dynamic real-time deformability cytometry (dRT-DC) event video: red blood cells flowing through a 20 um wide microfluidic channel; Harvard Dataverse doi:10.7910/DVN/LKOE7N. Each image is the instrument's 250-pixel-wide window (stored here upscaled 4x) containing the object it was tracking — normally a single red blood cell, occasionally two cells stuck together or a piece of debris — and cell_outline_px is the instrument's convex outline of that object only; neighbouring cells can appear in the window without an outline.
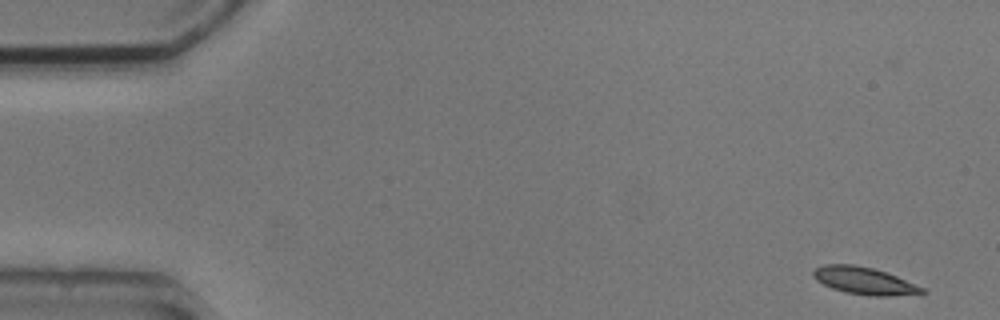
{"species": "common noctule bat (a hibernating species)", "species_latin": "Nyctalus noctula", "temperature_condition": "cold", "stored_images_in_passage": 5, "camera_frame_rate_fps": 3000, "um_per_image_px": 0.085, "animal": {"sex": "male", "body_mass_g": 20.5, "forearm_length_mm": 52.5}, "frame": {"image": 1, "passage_image": 1, "time_ms": 0.0, "image_size_px": [1000, 320], "cell_outline_px": [[928, 292], [888, 296], [868, 296], [844, 292], [832, 288], [816, 280], [812, 276], [812, 272], [816, 268], [824, 264], [852, 264], [872, 268], [896, 276], [924, 288]], "centroid_in_image_um": [73.42, 23.87], "position_along_channel_um": 11.6, "area_um2": 17.11}}